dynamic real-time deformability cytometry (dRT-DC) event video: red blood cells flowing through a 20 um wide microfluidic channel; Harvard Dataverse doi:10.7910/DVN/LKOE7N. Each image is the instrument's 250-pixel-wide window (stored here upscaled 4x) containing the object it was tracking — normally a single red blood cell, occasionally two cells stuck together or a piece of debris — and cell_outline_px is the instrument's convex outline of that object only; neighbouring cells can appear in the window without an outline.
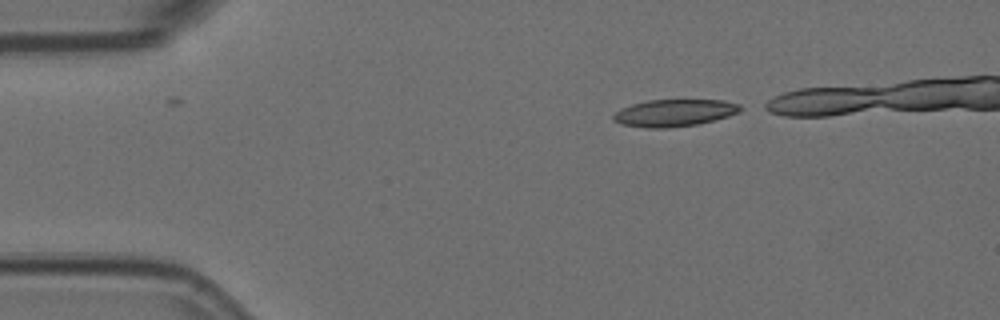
{"species": "Egyptian fruit bat (a non-hibernating species)", "species_latin": "Rousettus aegyptiacus", "temperature_condition": "room temperature", "stored_images_in_passage": 2, "camera_frame_rate_fps": 3000, "um_per_image_px": 0.085, "animal": {"sex": "female"}, "frame": {"image": 1, "passage_image": 1, "time_ms": 0.0, "image_size_px": [1000, 320], "cell_outline_px": [[748, 108], [740, 112], [728, 116], [696, 124], [668, 128], [644, 128], [620, 124], [612, 120], [612, 116], [620, 108], [632, 104], [648, 100], [724, 100], [740, 104]], "centroid_in_image_um": [57.33, 9.59], "position_along_channel_um": 27.7, "area_um2": 20.29}}